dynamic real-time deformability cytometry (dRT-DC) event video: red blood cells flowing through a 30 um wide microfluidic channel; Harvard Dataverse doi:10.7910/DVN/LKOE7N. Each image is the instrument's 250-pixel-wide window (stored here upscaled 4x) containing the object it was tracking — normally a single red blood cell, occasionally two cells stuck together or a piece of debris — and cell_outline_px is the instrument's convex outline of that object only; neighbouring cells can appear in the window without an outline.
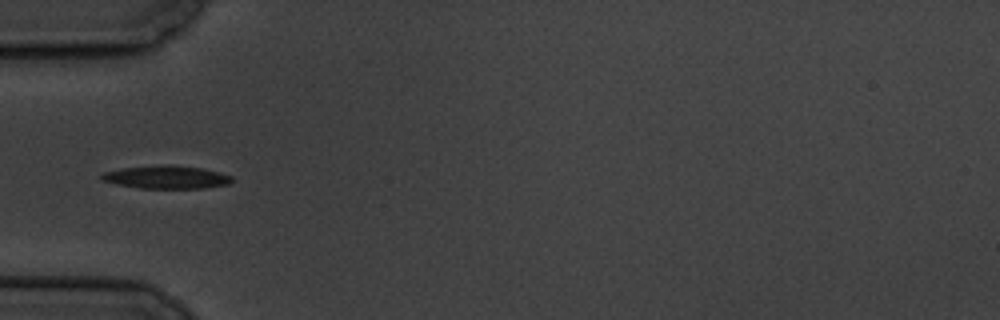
{"species": "common noctule bat (a hibernating species)", "species_latin": "Nyctalus noctula", "temperature_condition": "cold", "stored_images_in_passage": 7, "camera_frame_rate_fps": 3000, "um_per_image_px": 0.085, "animal": {"sex": "male", "body_mass_g": 19.5, "forearm_length_mm": 54.6}, "frame": {"image": 1, "passage_image": 6, "time_ms": 6.0, "image_size_px": [1000, 320], "cell_outline_px": [[232, 180], [228, 184], [204, 188], [140, 188], [100, 180], [100, 176], [104, 172], [124, 168], [200, 168], [220, 172], [232, 176]], "centroid_in_image_um": [14.18, 15.11], "position_along_channel_um": 70.8, "area_um2": 16.13}}
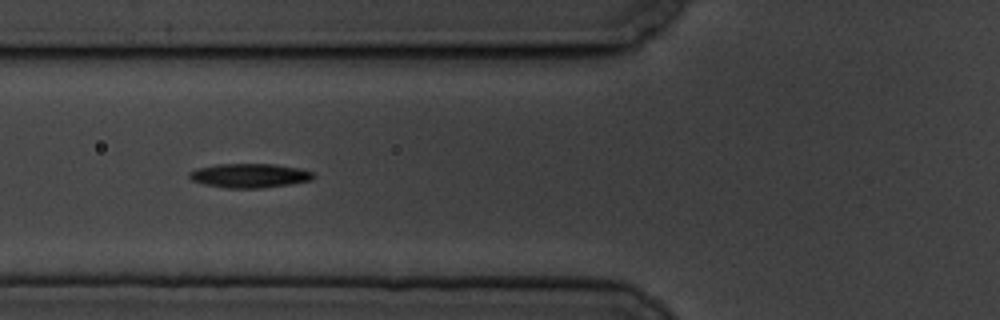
{"frame": {"image": 2, "passage_image": 7, "time_ms": 7.0, "image_size_px": [1000, 320], "cell_outline_px": [[316, 176], [312, 180], [288, 184], [260, 188], [224, 188], [204, 184], [192, 180], [188, 176], [188, 172], [196, 168], [216, 164], [276, 164], [300, 168], [312, 172]], "centroid_in_image_um": [21.19, 14.92], "position_along_channel_um": 104.6, "area_um2": 17.57}}